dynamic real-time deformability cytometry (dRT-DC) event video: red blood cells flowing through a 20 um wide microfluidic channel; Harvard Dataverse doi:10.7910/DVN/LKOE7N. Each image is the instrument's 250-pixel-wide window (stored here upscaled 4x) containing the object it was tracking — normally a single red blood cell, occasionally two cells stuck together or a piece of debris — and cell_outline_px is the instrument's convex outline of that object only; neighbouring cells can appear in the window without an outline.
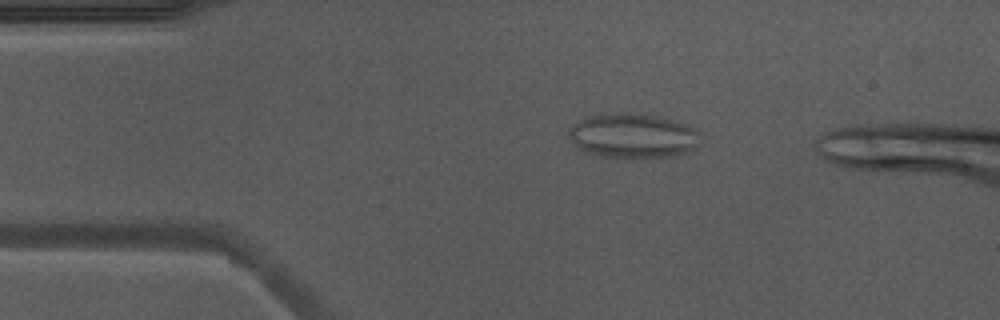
{"species": "Egyptian fruit bat (a non-hibernating species)", "species_latin": "Rousettus aegyptiacus", "temperature_condition": "warm", "stored_images_in_passage": 14, "camera_frame_rate_fps": 3000, "um_per_image_px": 0.085, "animal": {"sex": "male"}, "frame": {"image": 1, "passage_image": 10, "time_ms": 3.0, "image_size_px": [1000, 320], "cell_outline_px": [[704, 132], [696, 148], [688, 152], [664, 156], [600, 156], [584, 152], [572, 140], [568, 132], [572, 124], [584, 116], [624, 112], [636, 112], [656, 116], [688, 124]], "centroid_in_image_um": [53.84, 11.5], "position_along_channel_um": 31.2, "area_um2": 34.22}}